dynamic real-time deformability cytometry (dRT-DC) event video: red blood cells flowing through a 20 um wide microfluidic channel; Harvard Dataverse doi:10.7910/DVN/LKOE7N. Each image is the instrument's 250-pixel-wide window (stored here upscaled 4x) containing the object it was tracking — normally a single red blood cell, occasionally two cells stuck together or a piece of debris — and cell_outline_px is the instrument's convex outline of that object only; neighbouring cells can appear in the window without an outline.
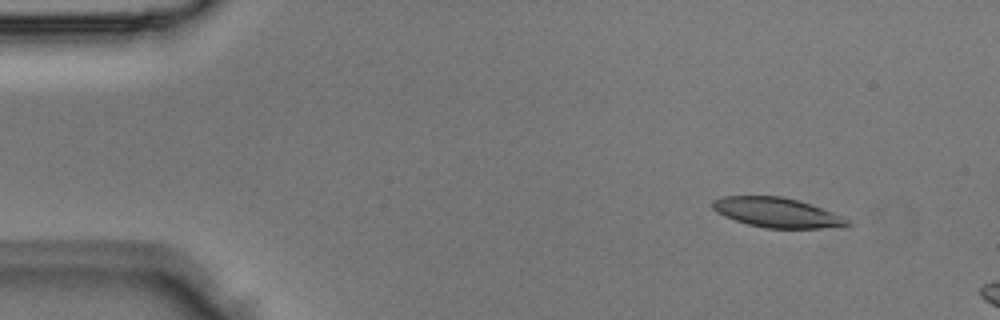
{"species": "Egyptian fruit bat (a non-hibernating species)", "species_latin": "Rousettus aegyptiacus", "temperature_condition": "room temperature", "stored_images_in_passage": 3, "camera_frame_rate_fps": 3000, "um_per_image_px": 0.085, "animal": {"sex": "male"}, "frame": {"image": 1, "passage_image": 1, "time_ms": 0.0, "image_size_px": [1000, 320], "cell_outline_px": [[852, 224], [820, 228], [764, 228], [748, 224], [724, 216], [716, 212], [712, 208], [712, 200], [724, 196], [780, 196], [800, 200], [812, 204], [832, 212], [848, 220]], "centroid_in_image_um": [65.99, 18.05], "position_along_channel_um": 19.0, "area_um2": 23.18}}